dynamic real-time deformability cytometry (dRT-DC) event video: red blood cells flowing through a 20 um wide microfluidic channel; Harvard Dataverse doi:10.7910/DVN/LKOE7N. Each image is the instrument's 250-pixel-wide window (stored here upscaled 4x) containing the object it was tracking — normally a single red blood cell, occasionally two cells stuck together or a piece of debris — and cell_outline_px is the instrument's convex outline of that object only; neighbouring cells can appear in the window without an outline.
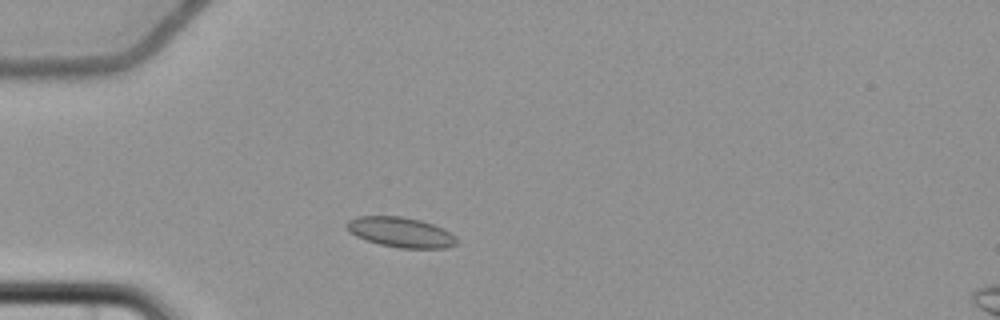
{"species": "common noctule bat (a hibernating species)", "species_latin": "Nyctalus noctula", "temperature_condition": "cold", "stored_images_in_passage": 2, "camera_frame_rate_fps": 3000, "um_per_image_px": 0.085, "animal": {"sex": "female", "body_mass_g": 22.7, "forearm_length_mm": 54.2}, "frame": {"image": 1, "passage_image": 2, "time_ms": 1.333, "image_size_px": [1000, 320], "cell_outline_px": [[456, 244], [448, 248], [400, 248], [380, 244], [356, 236], [348, 232], [344, 228], [344, 224], [348, 220], [356, 216], [400, 216], [420, 220], [444, 228], [452, 232], [456, 236]], "centroid_in_image_um": [34.04, 19.73], "position_along_channel_um": 51.0, "area_um2": 19.48}}